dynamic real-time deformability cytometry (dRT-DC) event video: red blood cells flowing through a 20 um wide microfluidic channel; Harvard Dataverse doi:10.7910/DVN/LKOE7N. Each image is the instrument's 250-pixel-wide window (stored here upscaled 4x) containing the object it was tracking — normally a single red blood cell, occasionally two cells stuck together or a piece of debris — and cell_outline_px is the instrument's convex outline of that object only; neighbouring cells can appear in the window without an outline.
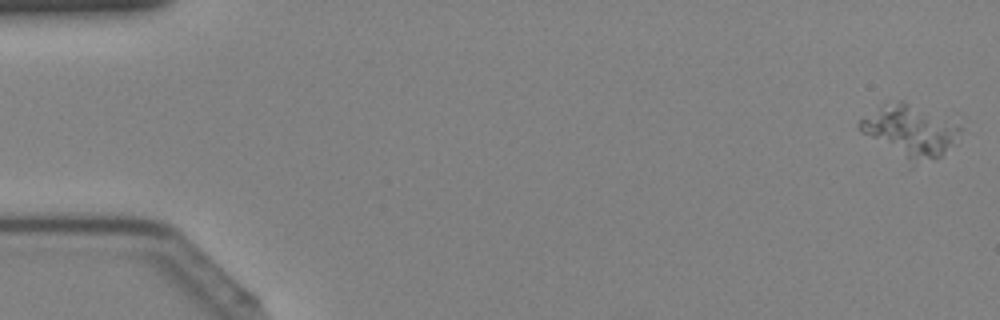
{"species": "Egyptian fruit bat (a non-hibernating species)", "species_latin": "Rousettus aegyptiacus", "temperature_condition": "cold", "stored_images_in_passage": 40, "camera_frame_rate_fps": 3000, "um_per_image_px": 0.085, "animal": {"sex": "female"}, "frame": {"image": 1, "passage_image": 1, "time_ms": 0.0, "image_size_px": [1000, 320], "cell_outline_px": [[964, 128], [944, 152], [940, 156], [912, 168], [860, 132], [856, 128], [856, 124], [860, 120], [888, 100], [904, 100], [960, 112], [964, 116]], "centroid_in_image_um": [77.54, 11.05], "position_along_channel_um": 7.5, "area_um2": 34.04}}
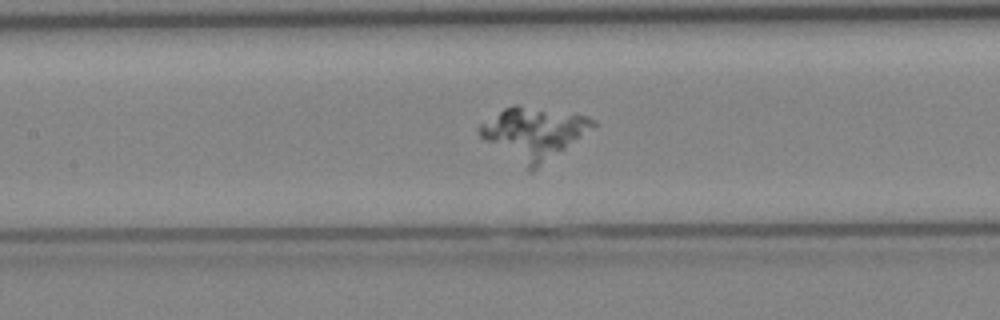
{"frame": {"image": 2, "passage_image": 20, "time_ms": 6.333, "image_size_px": [1000, 320], "cell_outline_px": [[596, 124], [532, 172], [528, 172], [484, 140], [480, 136], [480, 124], [504, 108], [512, 104], [520, 104], [584, 116], [596, 120]], "centroid_in_image_um": [45.28, 11.33], "position_along_channel_um": 162.1, "area_um2": 33.64}}
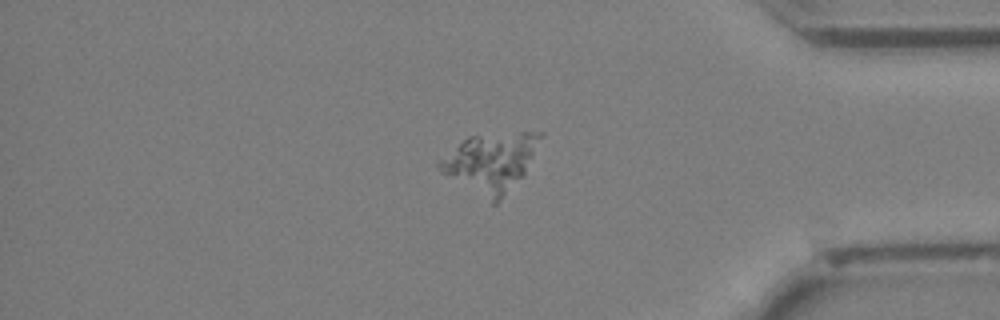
{"frame": {"image": 3, "passage_image": 36, "time_ms": 11.667, "image_size_px": [1000, 320], "cell_outline_px": [[544, 132], [524, 176], [496, 204], [492, 204], [440, 172], [436, 164], [436, 160], [468, 136], [520, 132]], "centroid_in_image_um": [41.68, 13.81], "position_along_channel_um": 393.5, "area_um2": 34.62}}